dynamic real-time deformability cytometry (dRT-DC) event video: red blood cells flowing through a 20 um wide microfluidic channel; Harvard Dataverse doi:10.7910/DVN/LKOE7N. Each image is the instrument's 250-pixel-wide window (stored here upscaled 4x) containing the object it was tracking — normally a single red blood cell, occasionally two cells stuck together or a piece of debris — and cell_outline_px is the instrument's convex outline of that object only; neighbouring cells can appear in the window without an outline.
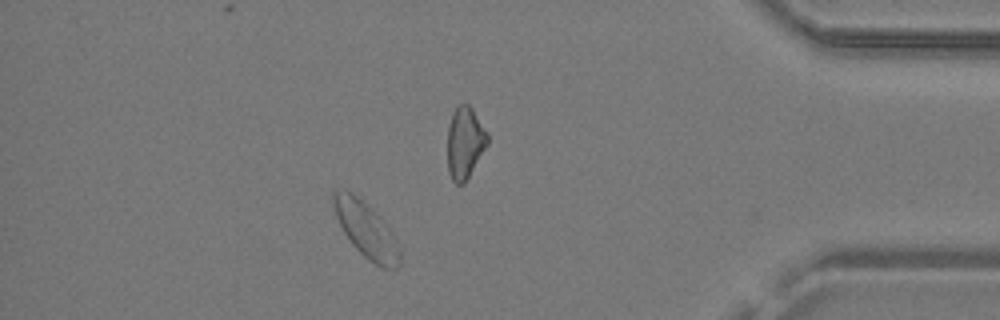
{"species": "common noctule bat (a hibernating species)", "species_latin": "Nyctalus noctula", "temperature_condition": "warm", "stored_images_in_passage": 29, "camera_frame_rate_fps": 3000, "um_per_image_px": 0.085, "animal": {"sex": "male", "body_mass_g": 19.2, "forearm_length_mm": 51.8}, "frame": {"image": 1, "passage_image": 25, "time_ms": 8.0, "image_size_px": [1000, 320], "cell_outline_px": [[400, 264], [396, 268], [384, 268], [368, 260], [352, 244], [344, 232], [336, 216], [332, 204], [332, 192], [352, 192], [372, 208], [388, 224], [396, 240], [400, 252]], "centroid_in_image_um": [31.15, 19.55], "position_along_channel_um": 404.1, "area_um2": 21.21}}